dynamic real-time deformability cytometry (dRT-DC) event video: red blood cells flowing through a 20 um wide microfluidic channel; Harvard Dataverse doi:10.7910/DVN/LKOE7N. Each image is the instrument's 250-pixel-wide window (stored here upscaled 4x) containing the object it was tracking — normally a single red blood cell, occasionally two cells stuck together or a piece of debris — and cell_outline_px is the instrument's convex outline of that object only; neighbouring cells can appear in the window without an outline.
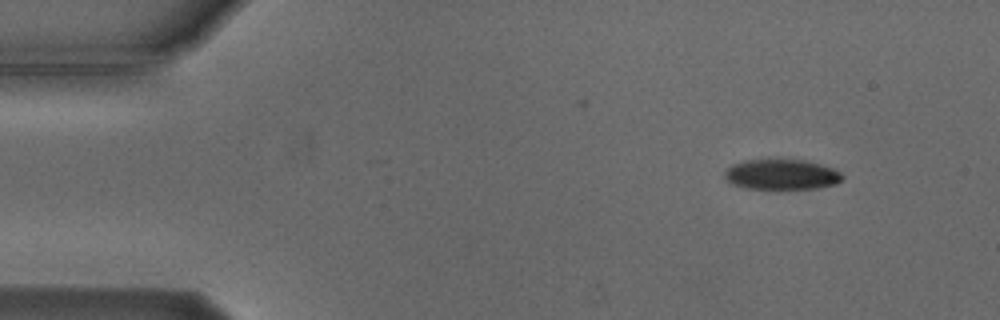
{"species": "Egyptian fruit bat (a non-hibernating species)", "species_latin": "Rousettus aegyptiacus", "temperature_condition": "cold", "stored_images_in_passage": 4, "camera_frame_rate_fps": 3000, "um_per_image_px": 0.085, "animal": {"sex": "male"}, "frame": {"image": 1, "passage_image": 1, "time_ms": 0.0, "image_size_px": [1000, 320], "cell_outline_px": [[844, 176], [836, 184], [816, 188], [776, 192], [748, 188], [732, 184], [724, 176], [724, 172], [732, 164], [744, 160], [804, 160], [820, 164], [832, 168], [840, 172]], "centroid_in_image_um": [66.42, 14.88], "position_along_channel_um": 18.6, "area_um2": 21.44}}
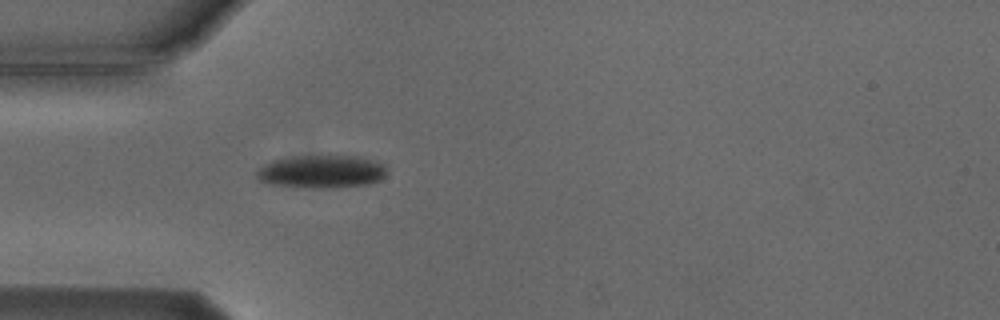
{"frame": {"image": 2, "passage_image": 4, "time_ms": 3.333, "image_size_px": [1000, 320], "cell_outline_px": [[388, 172], [380, 180], [368, 184], [332, 188], [292, 188], [268, 184], [260, 180], [256, 176], [256, 172], [264, 164], [272, 160], [296, 156], [328, 152], [356, 156], [372, 160], [384, 164], [388, 168]], "centroid_in_image_um": [27.33, 14.56], "position_along_channel_um": 57.7, "area_um2": 26.24}}